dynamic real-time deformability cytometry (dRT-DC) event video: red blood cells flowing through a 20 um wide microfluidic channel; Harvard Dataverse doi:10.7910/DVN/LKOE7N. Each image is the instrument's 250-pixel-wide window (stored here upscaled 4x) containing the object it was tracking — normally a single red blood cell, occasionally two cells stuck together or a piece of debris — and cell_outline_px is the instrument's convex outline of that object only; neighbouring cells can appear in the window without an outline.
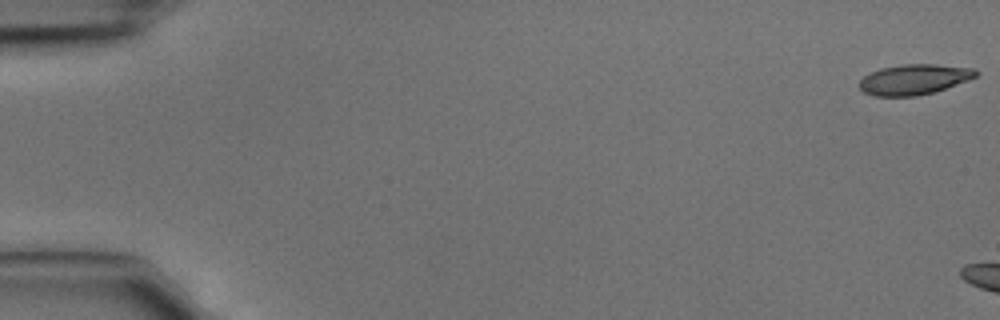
{"species": "common noctule bat (a hibernating species)", "species_latin": "Nyctalus noctula", "temperature_condition": "cold", "stored_images_in_passage": 5, "camera_frame_rate_fps": 3000, "um_per_image_px": 0.085, "animal": {"sex": "male", "body_mass_g": 15.6}, "frame": {"image": 1, "passage_image": 1, "time_ms": 0.0, "image_size_px": [1000, 320], "cell_outline_px": [[980, 72], [976, 76], [968, 80], [936, 92], [916, 96], [872, 96], [864, 92], [860, 88], [860, 80], [864, 76], [880, 68], [904, 64], [936, 64], [972, 68]], "centroid_in_image_um": [77.71, 6.75], "position_along_channel_um": 7.3, "area_um2": 20.63}}
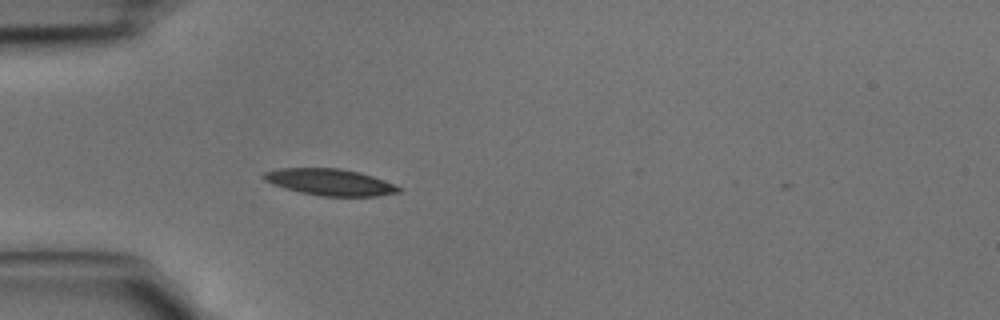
{"frame": {"image": 2, "passage_image": 5, "time_ms": 1.333, "image_size_px": [1000, 320], "cell_outline_px": [[404, 188], [400, 192], [376, 196], [320, 196], [300, 192], [284, 188], [272, 184], [264, 180], [260, 176], [264, 172], [280, 168], [340, 168], [360, 172], [396, 184]], "centroid_in_image_um": [28.05, 15.48], "position_along_channel_um": 56.9, "area_um2": 21.1}}